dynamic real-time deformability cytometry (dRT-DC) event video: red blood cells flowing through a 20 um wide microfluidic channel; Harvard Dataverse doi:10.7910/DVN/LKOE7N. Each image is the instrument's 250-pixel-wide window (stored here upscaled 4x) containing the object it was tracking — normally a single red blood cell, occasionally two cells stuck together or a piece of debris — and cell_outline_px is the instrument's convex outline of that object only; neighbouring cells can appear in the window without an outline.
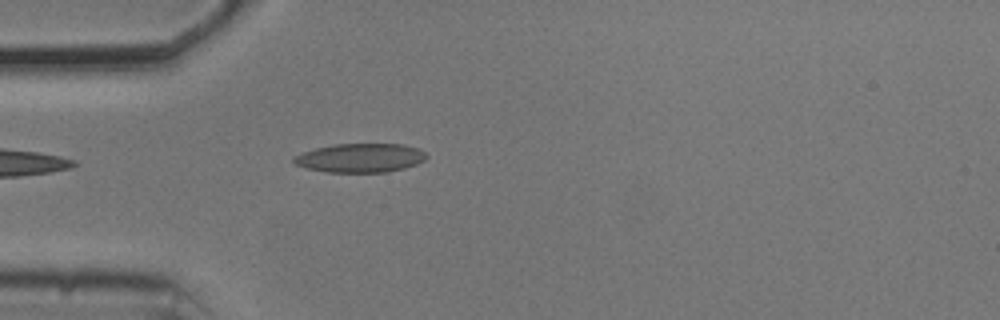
{"species": "common noctule bat (a hibernating species)", "species_latin": "Nyctalus noctula", "temperature_condition": "cold", "stored_images_in_passage": 22, "camera_frame_rate_fps": 3000, "um_per_image_px": 0.085, "animal": {"sex": "male", "body_mass_g": 20.5, "forearm_length_mm": 52.5}, "frame": {"image": 1, "passage_image": 1, "time_ms": 0.0, "image_size_px": [1000, 320], "cell_outline_px": [[428, 156], [424, 160], [416, 164], [404, 168], [388, 172], [328, 172], [308, 168], [296, 164], [292, 160], [292, 156], [316, 148], [332, 144], [404, 144], [420, 148]], "centroid_in_image_um": [30.65, 13.41], "position_along_channel_um": 54.4, "area_um2": 22.37}}
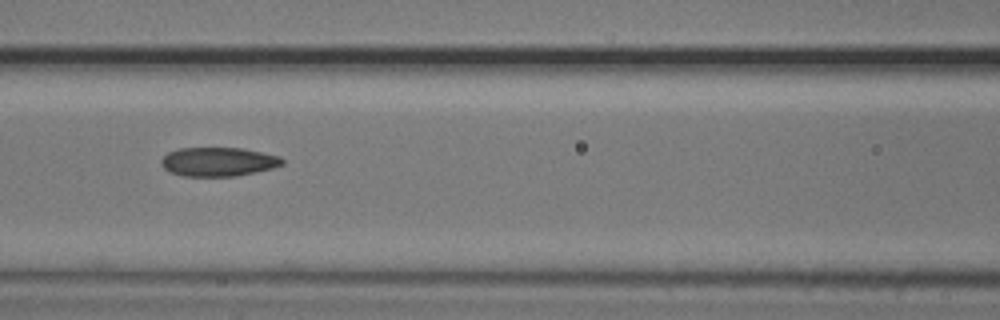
{"frame": {"image": 2, "passage_image": 9, "time_ms": 2.667, "image_size_px": [1000, 320], "cell_outline_px": [[284, 164], [272, 168], [256, 172], [236, 176], [184, 176], [168, 172], [160, 164], [160, 160], [168, 152], [180, 148], [244, 148], [280, 156], [284, 160]], "centroid_in_image_um": [18.55, 13.75], "position_along_channel_um": 148.1, "area_um2": 20.58}}
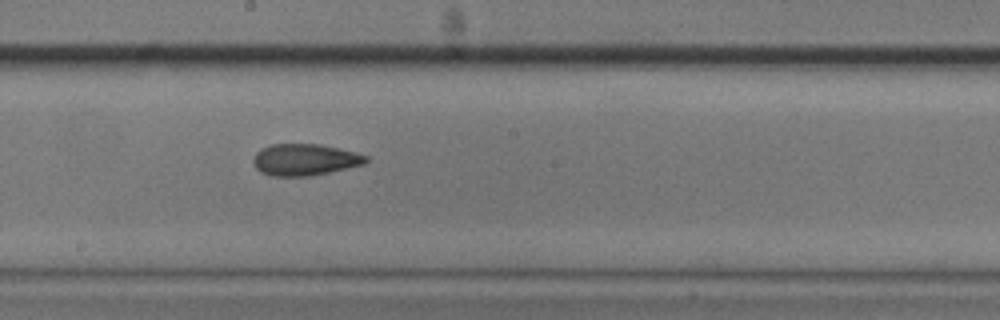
{"frame": {"image": 3, "passage_image": 15, "time_ms": 4.667, "image_size_px": [1000, 320], "cell_outline_px": [[368, 160], [364, 164], [312, 176], [272, 176], [260, 172], [256, 168], [252, 160], [256, 152], [260, 148], [272, 144], [320, 144], [340, 148], [356, 152], [368, 156]], "centroid_in_image_um": [25.9, 13.57], "position_along_channel_um": 222.3, "area_um2": 20.92}}